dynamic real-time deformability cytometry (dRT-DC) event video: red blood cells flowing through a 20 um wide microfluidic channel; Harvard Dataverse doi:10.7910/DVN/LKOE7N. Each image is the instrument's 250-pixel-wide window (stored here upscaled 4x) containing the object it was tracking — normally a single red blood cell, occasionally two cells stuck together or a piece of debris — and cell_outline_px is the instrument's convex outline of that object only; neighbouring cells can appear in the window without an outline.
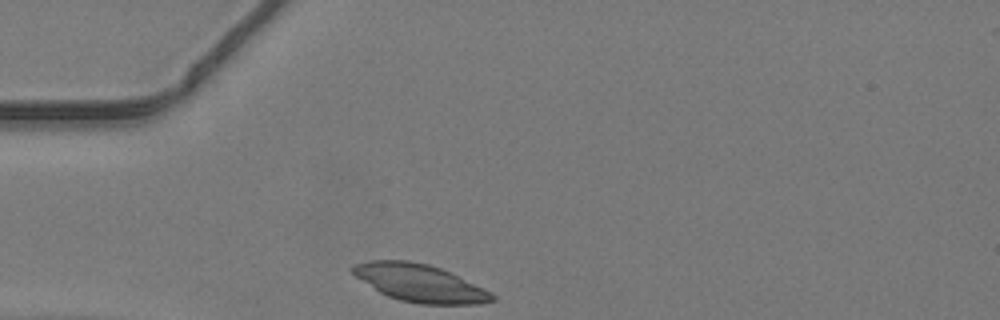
{"species": "common noctule bat (a hibernating species)", "species_latin": "Nyctalus noctula", "temperature_condition": "warm", "stored_images_in_passage": 29, "camera_frame_rate_fps": 3000, "um_per_image_px": 0.085, "animal": {"sex": "male", "body_mass_g": 19.2, "forearm_length_mm": 51.8}, "frame": {"image": 1, "passage_image": 1, "time_ms": 0.0, "image_size_px": [1000, 320], "cell_outline_px": [[496, 300], [480, 304], [420, 304], [400, 300], [388, 296], [380, 292], [356, 276], [352, 272], [352, 268], [356, 264], [372, 260], [408, 260], [428, 264], [440, 268], [484, 288], [492, 292], [496, 296]], "centroid_in_image_um": [35.73, 24.07], "position_along_channel_um": 49.3, "area_um2": 30.17}}